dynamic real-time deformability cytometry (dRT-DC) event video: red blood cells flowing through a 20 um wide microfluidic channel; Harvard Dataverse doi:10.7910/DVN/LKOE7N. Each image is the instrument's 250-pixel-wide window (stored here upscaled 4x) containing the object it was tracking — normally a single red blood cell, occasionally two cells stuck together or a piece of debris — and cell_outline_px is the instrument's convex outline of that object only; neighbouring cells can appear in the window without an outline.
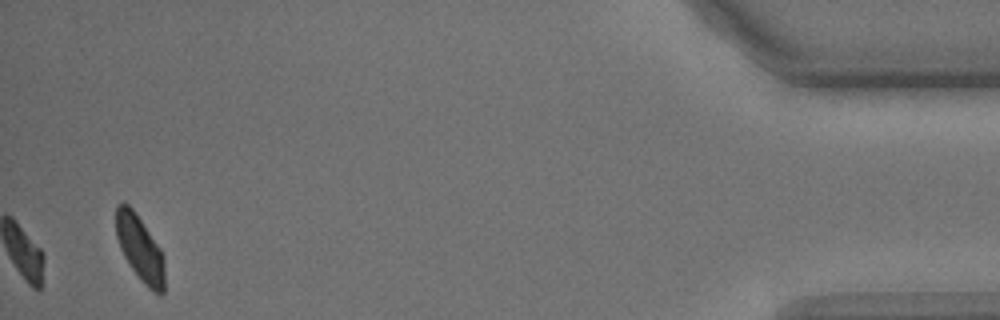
{"species": "common noctule bat (a hibernating species)", "species_latin": "Nyctalus noctula", "temperature_condition": "cold", "stored_images_in_passage": 39, "camera_frame_rate_fps": 3000, "um_per_image_px": 0.085, "animal": {"sex": "male", "body_mass_g": 15.6}, "frame": {"image": 1, "passage_image": 39, "time_ms": 12.667, "image_size_px": [1000, 320], "cell_outline_px": [[164, 292], [160, 296], [152, 292], [140, 280], [124, 256], [120, 248], [116, 236], [116, 204], [128, 204], [132, 208], [160, 248], [164, 256]], "centroid_in_image_um": [11.91, 21.16], "position_along_channel_um": 423.3, "area_um2": 18.5}, "authors_computed_cell_mechanics": {"area_um2": 16.6464, "velocity_mm_per_s": 3.5862, "shape_relaxation_time_tau1_ms": 1.8507, "shape_relaxation_time_tau2_ms": null, "deformation_change_tau1": 0.1073, "deformation_change_tau2": null}}